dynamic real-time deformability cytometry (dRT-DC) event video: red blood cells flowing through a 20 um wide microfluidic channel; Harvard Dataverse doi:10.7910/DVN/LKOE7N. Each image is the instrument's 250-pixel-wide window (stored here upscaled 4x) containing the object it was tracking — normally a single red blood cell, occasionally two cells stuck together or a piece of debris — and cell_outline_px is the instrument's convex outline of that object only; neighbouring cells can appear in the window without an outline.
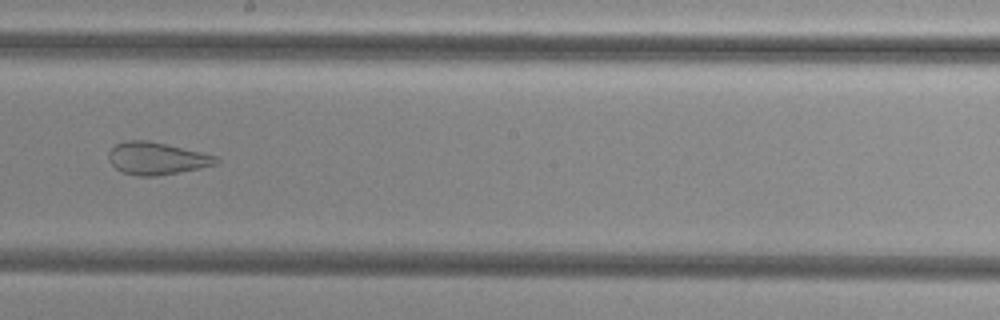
{"species": "common noctule bat (a hibernating species)", "species_latin": "Nyctalus noctula", "temperature_condition": "cold", "stored_images_in_passage": 47, "camera_frame_rate_fps": 3000, "um_per_image_px": 0.085, "animal": {"sex": "female", "body_mass_g": 29.2, "forearm_length_mm": 56.3}, "frame": {"image": 1, "passage_image": 31, "time_ms": 10.0, "image_size_px": [1000, 320], "cell_outline_px": [[220, 160], [216, 164], [200, 168], [156, 176], [140, 176], [120, 172], [108, 160], [108, 152], [116, 144], [124, 140], [148, 140], [200, 152], [216, 156]], "centroid_in_image_um": [13.28, 13.46], "position_along_channel_um": 234.9, "area_um2": 20.17}}
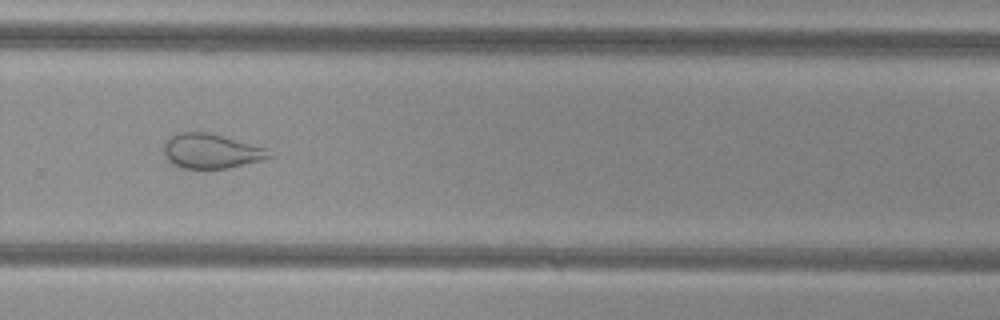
{"frame": {"image": 2, "passage_image": 37, "time_ms": 12.0, "image_size_px": [1000, 320], "cell_outline_px": [[276, 156], [264, 160], [228, 168], [184, 168], [172, 164], [168, 160], [164, 152], [164, 144], [172, 136], [180, 132], [208, 132], [268, 148]], "centroid_in_image_um": [18.02, 12.85], "position_along_channel_um": 311.8, "area_um2": 21.33}}
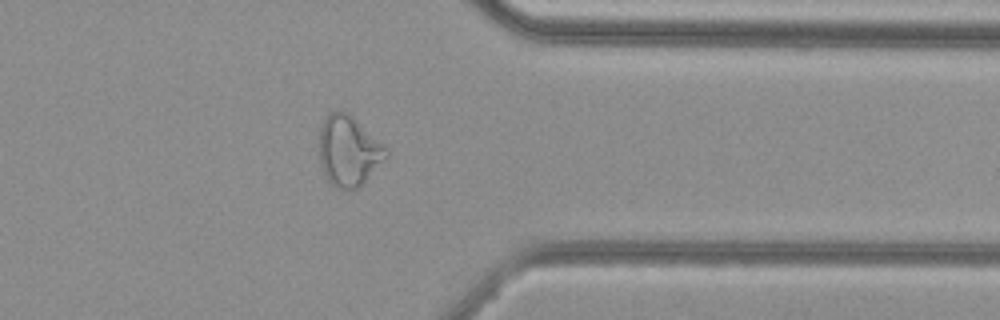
{"frame": {"image": 3, "passage_image": 43, "time_ms": 14.0, "image_size_px": [1000, 320], "cell_outline_px": [[388, 156], [356, 188], [336, 188], [328, 184], [320, 164], [320, 128], [328, 112], [348, 112], [384, 144], [388, 148]], "centroid_in_image_um": [29.62, 12.81], "position_along_channel_um": 381.8, "area_um2": 27.11}, "authors_computed_cell_mechanics": {"area_um2": 27.6862, "velocity_mm_per_s": 3.8573, "shape_relaxation_time_tau1_ms": null, "shape_relaxation_time_tau2_ms": 1.6523, "deformation_change_tau1": null, "deformation_change_tau2": 0.0919}}